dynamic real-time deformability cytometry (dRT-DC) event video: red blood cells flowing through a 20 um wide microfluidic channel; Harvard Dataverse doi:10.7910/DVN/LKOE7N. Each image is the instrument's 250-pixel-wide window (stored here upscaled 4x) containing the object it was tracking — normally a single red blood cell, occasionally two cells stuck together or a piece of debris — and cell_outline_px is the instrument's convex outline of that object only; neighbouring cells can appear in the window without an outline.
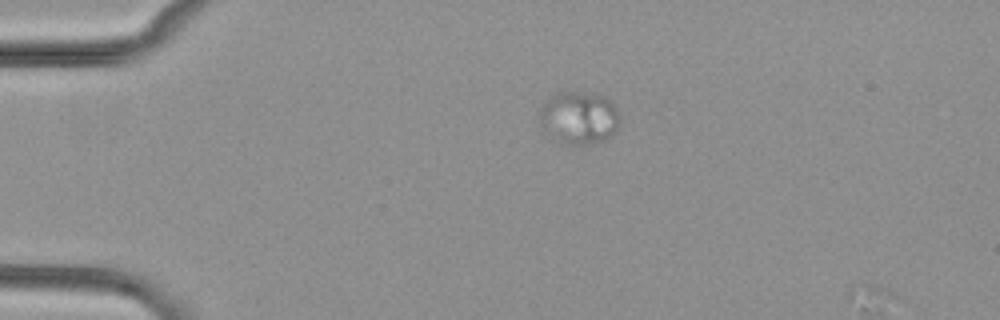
{"species": "common noctule bat (a hibernating species)", "species_latin": "Nyctalus noctula", "temperature_condition": "cold", "stored_images_in_passage": 2, "camera_frame_rate_fps": 3000, "um_per_image_px": 0.085, "animal": {"sex": "female", "body_mass_g": 29.2, "forearm_length_mm": 56.3}, "frame": {"image": 1, "passage_image": 1, "time_ms": 0.0, "image_size_px": [1000, 320], "cell_outline_px": [[620, 124], [616, 132], [612, 136], [604, 140], [584, 144], [560, 144], [540, 132], [540, 108], [552, 92], [580, 92], [608, 96], [612, 100], [620, 116]], "centroid_in_image_um": [49.18, 10.02], "position_along_channel_um": 35.8, "area_um2": 25.61}}